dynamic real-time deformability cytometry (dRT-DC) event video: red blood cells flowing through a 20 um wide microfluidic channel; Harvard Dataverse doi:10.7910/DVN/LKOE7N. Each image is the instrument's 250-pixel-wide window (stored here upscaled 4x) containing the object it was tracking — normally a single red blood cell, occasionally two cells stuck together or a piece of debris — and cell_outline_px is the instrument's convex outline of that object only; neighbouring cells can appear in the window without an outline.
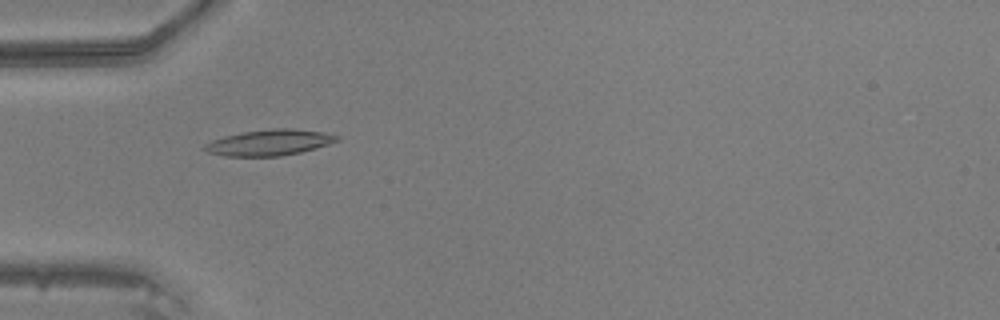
{"species": "common noctule bat (a hibernating species)", "species_latin": "Nyctalus noctula", "temperature_condition": "warm", "stored_images_in_passage": 46, "camera_frame_rate_fps": 3000, "um_per_image_px": 0.085, "animal": {"sex": "male", "body_mass_g": 20.5, "forearm_length_mm": 52.5}, "frame": {"image": 1, "passage_image": 14, "time_ms": 4.333, "image_size_px": [1000, 320], "cell_outline_px": [[340, 140], [328, 144], [300, 152], [280, 156], [224, 156], [208, 152], [200, 148], [204, 144], [212, 140], [224, 136], [244, 132], [272, 128], [292, 128], [324, 132], [340, 136]], "centroid_in_image_um": [22.88, 12.11], "position_along_channel_um": 62.1, "area_um2": 20.0}}
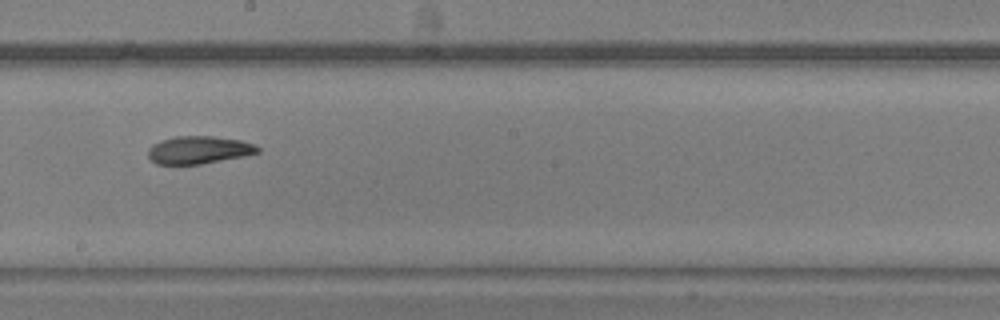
{"frame": {"image": 2, "passage_image": 26, "time_ms": 8.333, "image_size_px": [1000, 320], "cell_outline_px": [[260, 152], [244, 156], [200, 164], [156, 164], [148, 156], [148, 148], [152, 144], [160, 140], [176, 136], [212, 136], [240, 140], [256, 144], [260, 148]], "centroid_in_image_um": [16.9, 12.74], "position_along_channel_um": 231.3, "area_um2": 17.74}}
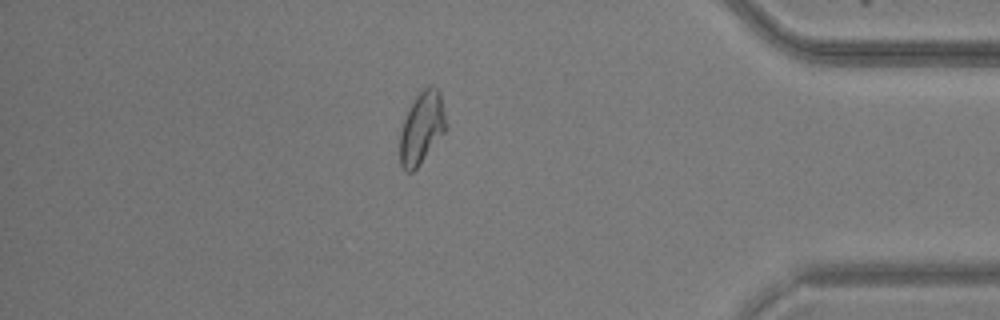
{"frame": {"image": 3, "passage_image": 40, "time_ms": 13.0, "image_size_px": [1000, 320], "cell_outline_px": [[444, 132], [420, 164], [412, 172], [408, 172], [400, 164], [400, 132], [408, 108], [416, 96], [428, 84], [432, 84], [440, 92], [444, 116]], "centroid_in_image_um": [35.82, 10.85], "position_along_channel_um": 399.4, "area_um2": 18.9}}